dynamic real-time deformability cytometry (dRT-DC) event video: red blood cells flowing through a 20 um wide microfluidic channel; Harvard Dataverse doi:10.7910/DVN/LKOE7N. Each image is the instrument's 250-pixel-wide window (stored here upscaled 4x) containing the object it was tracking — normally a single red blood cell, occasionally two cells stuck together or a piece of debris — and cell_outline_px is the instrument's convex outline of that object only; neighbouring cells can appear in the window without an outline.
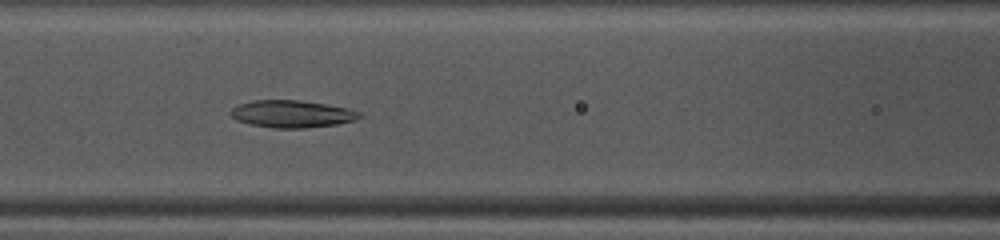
{"species": "common noctule bat (a hibernating species)", "species_latin": "Nyctalus noctula", "temperature_condition": "warm", "stored_images_in_passage": 40, "camera_frame_rate_fps": 3000, "um_per_image_px": 0.085, "animal": {"sex": "female", "body_mass_g": 10.0, "forearm_length_mm": 53.1}, "frame": {"image": 1, "passage_image": 11, "time_ms": 3.333, "image_size_px": [1000, 240], "cell_outline_px": [[360, 116], [356, 120], [336, 124], [304, 128], [272, 128], [248, 124], [236, 120], [232, 116], [232, 108], [240, 104], [252, 100], [300, 100], [348, 108], [360, 112]], "centroid_in_image_um": [24.8, 9.69], "position_along_channel_um": 141.8, "area_um2": 20.35}}
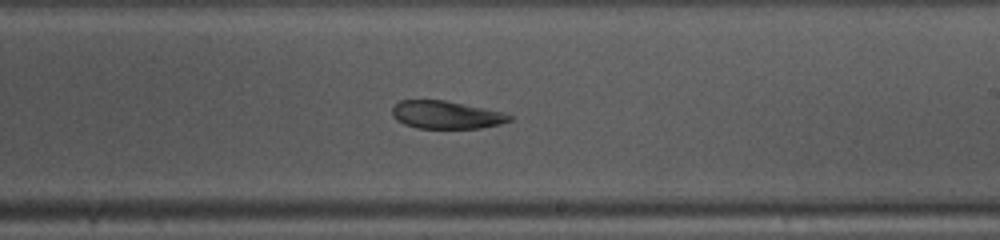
{"frame": {"image": 2, "passage_image": 19, "time_ms": 6.0, "image_size_px": [1000, 240], "cell_outline_px": [[512, 120], [500, 124], [480, 128], [416, 128], [404, 124], [396, 120], [392, 116], [392, 108], [400, 100], [444, 100], [504, 112], [512, 116]], "centroid_in_image_um": [37.91, 9.76], "position_along_channel_um": 251.1, "area_um2": 19.02}}
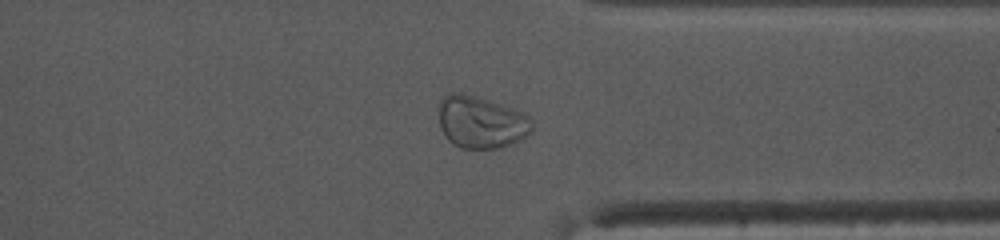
{"frame": {"image": 3, "passage_image": 28, "time_ms": 9.0, "image_size_px": [1000, 240], "cell_outline_px": [[532, 132], [520, 140], [512, 144], [496, 148], [460, 148], [448, 140], [440, 128], [436, 108], [440, 100], [444, 96], [452, 92], [460, 92], [512, 108], [524, 112], [532, 120]], "centroid_in_image_um": [40.85, 10.38], "position_along_channel_um": 370.5, "area_um2": 28.61}, "authors_computed_cell_mechanics": {"area_um2": 24.2182, "velocity_mm_per_s": 4.0916, "shape_relaxation_time_tau1_ms": null, "shape_relaxation_time_tau2_ms": 1.8911, "deformation_change_tau1": null, "deformation_change_tau2": 0.0641}}